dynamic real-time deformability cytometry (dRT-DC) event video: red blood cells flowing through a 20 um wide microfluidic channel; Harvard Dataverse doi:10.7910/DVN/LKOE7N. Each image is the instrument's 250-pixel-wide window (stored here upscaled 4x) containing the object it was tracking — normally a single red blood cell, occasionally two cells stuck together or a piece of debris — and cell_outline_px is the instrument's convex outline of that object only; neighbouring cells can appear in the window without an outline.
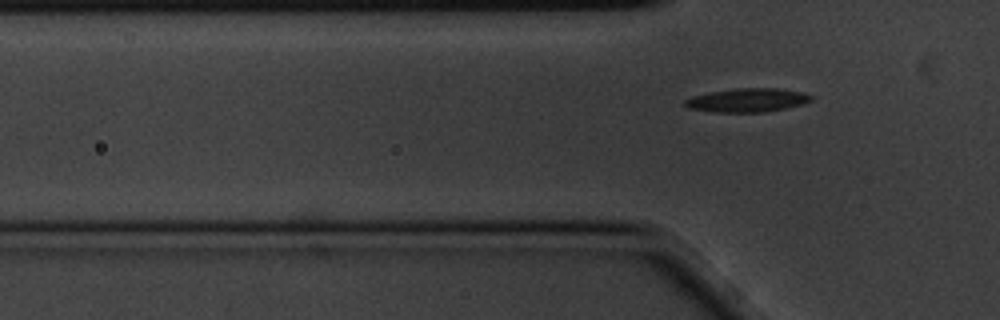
{"species": "common noctule bat (a hibernating species)", "species_latin": "Nyctalus noctula", "temperature_condition": "cold", "stored_images_in_passage": 6, "segment_of_instrument_passage": [2, 2], "camera_frame_rate_fps": 3000, "um_per_image_px": 0.085, "animal": {"sex": "male", "body_mass_g": 20.1, "forearm_length_mm": 53.5}, "frame": {"image": 1, "passage_image": 6, "time_ms": 1.667, "image_size_px": [1000, 320], "cell_outline_px": [[812, 100], [800, 104], [784, 108], [764, 112], [712, 112], [688, 108], [684, 104], [684, 100], [692, 96], [712, 92], [736, 88], [776, 88], [804, 92], [812, 96]], "centroid_in_image_um": [63.5, 8.51], "position_along_channel_um": 62.3, "area_um2": 17.28}}